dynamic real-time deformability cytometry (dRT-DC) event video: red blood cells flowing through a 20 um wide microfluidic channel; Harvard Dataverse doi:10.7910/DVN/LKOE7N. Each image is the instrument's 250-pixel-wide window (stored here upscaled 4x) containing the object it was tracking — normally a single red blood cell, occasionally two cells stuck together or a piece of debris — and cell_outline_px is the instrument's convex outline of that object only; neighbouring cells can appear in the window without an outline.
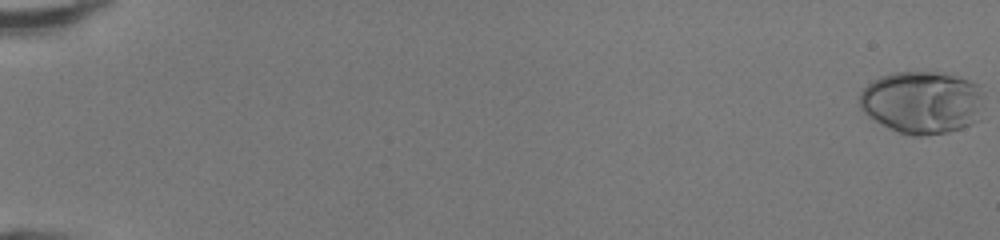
{"species": "human", "species_latin": "Homo sapiens", "temperature_condition": "room temperature", "stored_images_in_passage": 50, "camera_frame_rate_fps": 3000, "um_per_image_px": 0.085, "donor": {"sex": "female"}, "frame": {"image": 1, "passage_image": 1, "time_ms": 0.0, "image_size_px": [1000, 240], "cell_outline_px": [[984, 96], [980, 120], [960, 128], [948, 132], [920, 136], [912, 136], [900, 132], [876, 120], [864, 112], [860, 108], [860, 92], [872, 80], [880, 76], [896, 72], [944, 72], [960, 76], [980, 84], [984, 92]], "centroid_in_image_um": [78.45, 8.67], "position_along_channel_um": 6.5, "area_um2": 45.84}}
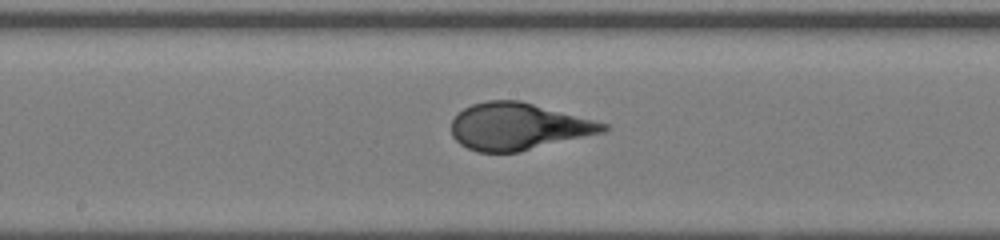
{"frame": {"image": 2, "passage_image": 29, "time_ms": 9.333, "image_size_px": [1000, 240], "cell_outline_px": [[612, 128], [604, 132], [520, 152], [476, 152], [460, 144], [452, 136], [452, 120], [456, 112], [472, 104], [488, 100], [520, 100], [608, 124]], "centroid_in_image_um": [44.03, 10.75], "position_along_channel_um": 204.2, "area_um2": 41.62}}
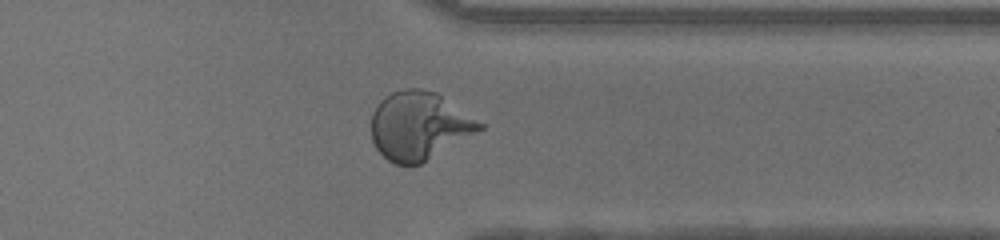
{"frame": {"image": 3, "passage_image": 41, "time_ms": 13.333, "image_size_px": [1000, 240], "cell_outline_px": [[484, 128], [420, 164], [396, 164], [388, 160], [376, 148], [372, 140], [372, 112], [380, 100], [384, 96], [392, 92], [404, 88], [420, 88], [436, 92], [484, 124]], "centroid_in_image_um": [35.6, 10.67], "position_along_channel_um": 375.8, "area_um2": 42.6}}